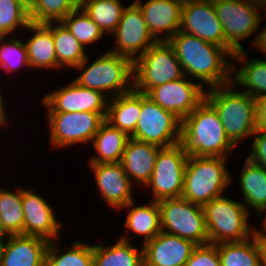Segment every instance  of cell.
Listing matches in <instances>:
<instances>
[{
  "instance_id": "27",
  "label": "cell",
  "mask_w": 266,
  "mask_h": 266,
  "mask_svg": "<svg viewBox=\"0 0 266 266\" xmlns=\"http://www.w3.org/2000/svg\"><path fill=\"white\" fill-rule=\"evenodd\" d=\"M241 174L239 175V190L243 195V204L249 209H253L258 214L266 209V169L252 163L247 157Z\"/></svg>"
},
{
  "instance_id": "23",
  "label": "cell",
  "mask_w": 266,
  "mask_h": 266,
  "mask_svg": "<svg viewBox=\"0 0 266 266\" xmlns=\"http://www.w3.org/2000/svg\"><path fill=\"white\" fill-rule=\"evenodd\" d=\"M30 37L25 43L30 69L60 70L52 30L45 23L30 22L26 27Z\"/></svg>"
},
{
  "instance_id": "1",
  "label": "cell",
  "mask_w": 266,
  "mask_h": 266,
  "mask_svg": "<svg viewBox=\"0 0 266 266\" xmlns=\"http://www.w3.org/2000/svg\"><path fill=\"white\" fill-rule=\"evenodd\" d=\"M168 42L187 77L209 88L232 82V55L224 47L182 31H178Z\"/></svg>"
},
{
  "instance_id": "19",
  "label": "cell",
  "mask_w": 266,
  "mask_h": 266,
  "mask_svg": "<svg viewBox=\"0 0 266 266\" xmlns=\"http://www.w3.org/2000/svg\"><path fill=\"white\" fill-rule=\"evenodd\" d=\"M142 247L144 266H184L197 245L161 231Z\"/></svg>"
},
{
  "instance_id": "47",
  "label": "cell",
  "mask_w": 266,
  "mask_h": 266,
  "mask_svg": "<svg viewBox=\"0 0 266 266\" xmlns=\"http://www.w3.org/2000/svg\"><path fill=\"white\" fill-rule=\"evenodd\" d=\"M256 5L260 6L262 9L266 7V0H252Z\"/></svg>"
},
{
  "instance_id": "5",
  "label": "cell",
  "mask_w": 266,
  "mask_h": 266,
  "mask_svg": "<svg viewBox=\"0 0 266 266\" xmlns=\"http://www.w3.org/2000/svg\"><path fill=\"white\" fill-rule=\"evenodd\" d=\"M224 157L188 156L184 172L182 198L204 206L224 195L232 183Z\"/></svg>"
},
{
  "instance_id": "45",
  "label": "cell",
  "mask_w": 266,
  "mask_h": 266,
  "mask_svg": "<svg viewBox=\"0 0 266 266\" xmlns=\"http://www.w3.org/2000/svg\"><path fill=\"white\" fill-rule=\"evenodd\" d=\"M11 235L7 232V230L5 229L4 225L2 224V222L0 221V242L5 243L7 241V239L10 237ZM6 240H4V239ZM5 241V242H4Z\"/></svg>"
},
{
  "instance_id": "6",
  "label": "cell",
  "mask_w": 266,
  "mask_h": 266,
  "mask_svg": "<svg viewBox=\"0 0 266 266\" xmlns=\"http://www.w3.org/2000/svg\"><path fill=\"white\" fill-rule=\"evenodd\" d=\"M210 244L242 242L252 237L254 227L248 223L251 214L241 201L226 195L203 206Z\"/></svg>"
},
{
  "instance_id": "31",
  "label": "cell",
  "mask_w": 266,
  "mask_h": 266,
  "mask_svg": "<svg viewBox=\"0 0 266 266\" xmlns=\"http://www.w3.org/2000/svg\"><path fill=\"white\" fill-rule=\"evenodd\" d=\"M59 240L49 242L45 266H93V245L77 240L59 253ZM59 251V252H58Z\"/></svg>"
},
{
  "instance_id": "20",
  "label": "cell",
  "mask_w": 266,
  "mask_h": 266,
  "mask_svg": "<svg viewBox=\"0 0 266 266\" xmlns=\"http://www.w3.org/2000/svg\"><path fill=\"white\" fill-rule=\"evenodd\" d=\"M184 0H134L142 10L148 30L157 42L169 41L180 29ZM162 34V35H161Z\"/></svg>"
},
{
  "instance_id": "30",
  "label": "cell",
  "mask_w": 266,
  "mask_h": 266,
  "mask_svg": "<svg viewBox=\"0 0 266 266\" xmlns=\"http://www.w3.org/2000/svg\"><path fill=\"white\" fill-rule=\"evenodd\" d=\"M45 24L53 33L58 66L62 69H75L87 58L86 48L79 43L62 21Z\"/></svg>"
},
{
  "instance_id": "32",
  "label": "cell",
  "mask_w": 266,
  "mask_h": 266,
  "mask_svg": "<svg viewBox=\"0 0 266 266\" xmlns=\"http://www.w3.org/2000/svg\"><path fill=\"white\" fill-rule=\"evenodd\" d=\"M106 34H113L126 6L121 0H88L80 6Z\"/></svg>"
},
{
  "instance_id": "40",
  "label": "cell",
  "mask_w": 266,
  "mask_h": 266,
  "mask_svg": "<svg viewBox=\"0 0 266 266\" xmlns=\"http://www.w3.org/2000/svg\"><path fill=\"white\" fill-rule=\"evenodd\" d=\"M253 136L252 151L247 158L252 163L266 169V130H256Z\"/></svg>"
},
{
  "instance_id": "48",
  "label": "cell",
  "mask_w": 266,
  "mask_h": 266,
  "mask_svg": "<svg viewBox=\"0 0 266 266\" xmlns=\"http://www.w3.org/2000/svg\"><path fill=\"white\" fill-rule=\"evenodd\" d=\"M4 243L0 242V260L2 257V251H3Z\"/></svg>"
},
{
  "instance_id": "4",
  "label": "cell",
  "mask_w": 266,
  "mask_h": 266,
  "mask_svg": "<svg viewBox=\"0 0 266 266\" xmlns=\"http://www.w3.org/2000/svg\"><path fill=\"white\" fill-rule=\"evenodd\" d=\"M89 56L74 71H81L73 79L80 86L97 90L109 99L127 93L134 88L133 61L107 50L88 64ZM110 91V92H109Z\"/></svg>"
},
{
  "instance_id": "8",
  "label": "cell",
  "mask_w": 266,
  "mask_h": 266,
  "mask_svg": "<svg viewBox=\"0 0 266 266\" xmlns=\"http://www.w3.org/2000/svg\"><path fill=\"white\" fill-rule=\"evenodd\" d=\"M213 5L222 24L226 50L232 56L243 51L241 41L259 30L263 19L260 11L263 9L252 0H216L213 1Z\"/></svg>"
},
{
  "instance_id": "49",
  "label": "cell",
  "mask_w": 266,
  "mask_h": 266,
  "mask_svg": "<svg viewBox=\"0 0 266 266\" xmlns=\"http://www.w3.org/2000/svg\"><path fill=\"white\" fill-rule=\"evenodd\" d=\"M79 6H81L84 2L88 0H75Z\"/></svg>"
},
{
  "instance_id": "36",
  "label": "cell",
  "mask_w": 266,
  "mask_h": 266,
  "mask_svg": "<svg viewBox=\"0 0 266 266\" xmlns=\"http://www.w3.org/2000/svg\"><path fill=\"white\" fill-rule=\"evenodd\" d=\"M62 22L84 48L90 44H98L95 42L105 36L99 26L81 7L69 13Z\"/></svg>"
},
{
  "instance_id": "2",
  "label": "cell",
  "mask_w": 266,
  "mask_h": 266,
  "mask_svg": "<svg viewBox=\"0 0 266 266\" xmlns=\"http://www.w3.org/2000/svg\"><path fill=\"white\" fill-rule=\"evenodd\" d=\"M179 145L188 156L224 158L236 148L218 112L206 99L181 121Z\"/></svg>"
},
{
  "instance_id": "34",
  "label": "cell",
  "mask_w": 266,
  "mask_h": 266,
  "mask_svg": "<svg viewBox=\"0 0 266 266\" xmlns=\"http://www.w3.org/2000/svg\"><path fill=\"white\" fill-rule=\"evenodd\" d=\"M220 266H260L258 247L251 237L242 242L217 244Z\"/></svg>"
},
{
  "instance_id": "15",
  "label": "cell",
  "mask_w": 266,
  "mask_h": 266,
  "mask_svg": "<svg viewBox=\"0 0 266 266\" xmlns=\"http://www.w3.org/2000/svg\"><path fill=\"white\" fill-rule=\"evenodd\" d=\"M109 98L100 91L70 81L62 88L45 94L41 103L47 112H98L107 113Z\"/></svg>"
},
{
  "instance_id": "16",
  "label": "cell",
  "mask_w": 266,
  "mask_h": 266,
  "mask_svg": "<svg viewBox=\"0 0 266 266\" xmlns=\"http://www.w3.org/2000/svg\"><path fill=\"white\" fill-rule=\"evenodd\" d=\"M179 31L226 49L222 24L212 1L184 0Z\"/></svg>"
},
{
  "instance_id": "24",
  "label": "cell",
  "mask_w": 266,
  "mask_h": 266,
  "mask_svg": "<svg viewBox=\"0 0 266 266\" xmlns=\"http://www.w3.org/2000/svg\"><path fill=\"white\" fill-rule=\"evenodd\" d=\"M134 205L135 201H132L119 208L118 211L123 208L128 210L129 213L124 220L123 226L125 227L124 229L133 232L135 235L130 236L127 232V235H120L119 238L131 242V238H134L137 234L143 236L142 241L144 244L161 232L159 204L151 200L149 204Z\"/></svg>"
},
{
  "instance_id": "44",
  "label": "cell",
  "mask_w": 266,
  "mask_h": 266,
  "mask_svg": "<svg viewBox=\"0 0 266 266\" xmlns=\"http://www.w3.org/2000/svg\"><path fill=\"white\" fill-rule=\"evenodd\" d=\"M1 83V82H0ZM1 89V87H0ZM3 91L0 90V128H2V126L7 123V121L9 120L8 114H7V106L5 107V100L3 98Z\"/></svg>"
},
{
  "instance_id": "11",
  "label": "cell",
  "mask_w": 266,
  "mask_h": 266,
  "mask_svg": "<svg viewBox=\"0 0 266 266\" xmlns=\"http://www.w3.org/2000/svg\"><path fill=\"white\" fill-rule=\"evenodd\" d=\"M181 120L141 92V113L131 138L161 148L179 144Z\"/></svg>"
},
{
  "instance_id": "50",
  "label": "cell",
  "mask_w": 266,
  "mask_h": 266,
  "mask_svg": "<svg viewBox=\"0 0 266 266\" xmlns=\"http://www.w3.org/2000/svg\"><path fill=\"white\" fill-rule=\"evenodd\" d=\"M263 9H264L263 11H265V12H263V13H264V14H263V15H264L263 17H264V19H265V18H266V7H264Z\"/></svg>"
},
{
  "instance_id": "10",
  "label": "cell",
  "mask_w": 266,
  "mask_h": 266,
  "mask_svg": "<svg viewBox=\"0 0 266 266\" xmlns=\"http://www.w3.org/2000/svg\"><path fill=\"white\" fill-rule=\"evenodd\" d=\"M46 113L50 132L49 142L55 149L62 150L76 144H91L107 115L89 111Z\"/></svg>"
},
{
  "instance_id": "35",
  "label": "cell",
  "mask_w": 266,
  "mask_h": 266,
  "mask_svg": "<svg viewBox=\"0 0 266 266\" xmlns=\"http://www.w3.org/2000/svg\"><path fill=\"white\" fill-rule=\"evenodd\" d=\"M79 7L75 0H27L32 23L60 22Z\"/></svg>"
},
{
  "instance_id": "17",
  "label": "cell",
  "mask_w": 266,
  "mask_h": 266,
  "mask_svg": "<svg viewBox=\"0 0 266 266\" xmlns=\"http://www.w3.org/2000/svg\"><path fill=\"white\" fill-rule=\"evenodd\" d=\"M24 236H37L49 242L60 239L62 225L53 206L34 190L22 188Z\"/></svg>"
},
{
  "instance_id": "14",
  "label": "cell",
  "mask_w": 266,
  "mask_h": 266,
  "mask_svg": "<svg viewBox=\"0 0 266 266\" xmlns=\"http://www.w3.org/2000/svg\"><path fill=\"white\" fill-rule=\"evenodd\" d=\"M206 89L184 75L182 78L150 88L145 94L181 121L204 99Z\"/></svg>"
},
{
  "instance_id": "37",
  "label": "cell",
  "mask_w": 266,
  "mask_h": 266,
  "mask_svg": "<svg viewBox=\"0 0 266 266\" xmlns=\"http://www.w3.org/2000/svg\"><path fill=\"white\" fill-rule=\"evenodd\" d=\"M29 23L27 0H0V36H10L19 28L26 30Z\"/></svg>"
},
{
  "instance_id": "12",
  "label": "cell",
  "mask_w": 266,
  "mask_h": 266,
  "mask_svg": "<svg viewBox=\"0 0 266 266\" xmlns=\"http://www.w3.org/2000/svg\"><path fill=\"white\" fill-rule=\"evenodd\" d=\"M187 159L188 155L179 144L159 150L153 173L145 185V188H152L153 201L182 196Z\"/></svg>"
},
{
  "instance_id": "33",
  "label": "cell",
  "mask_w": 266,
  "mask_h": 266,
  "mask_svg": "<svg viewBox=\"0 0 266 266\" xmlns=\"http://www.w3.org/2000/svg\"><path fill=\"white\" fill-rule=\"evenodd\" d=\"M0 221L10 235H24L22 187L15 191L0 187Z\"/></svg>"
},
{
  "instance_id": "3",
  "label": "cell",
  "mask_w": 266,
  "mask_h": 266,
  "mask_svg": "<svg viewBox=\"0 0 266 266\" xmlns=\"http://www.w3.org/2000/svg\"><path fill=\"white\" fill-rule=\"evenodd\" d=\"M236 87L230 82L208 88L205 99L218 112L227 136L237 146L240 139L251 137L256 132L257 110L256 99Z\"/></svg>"
},
{
  "instance_id": "43",
  "label": "cell",
  "mask_w": 266,
  "mask_h": 266,
  "mask_svg": "<svg viewBox=\"0 0 266 266\" xmlns=\"http://www.w3.org/2000/svg\"><path fill=\"white\" fill-rule=\"evenodd\" d=\"M251 48L254 46L255 49L257 48V51H261L264 53V57L266 56V27L263 28V30L260 33H256L254 36V39H252Z\"/></svg>"
},
{
  "instance_id": "41",
  "label": "cell",
  "mask_w": 266,
  "mask_h": 266,
  "mask_svg": "<svg viewBox=\"0 0 266 266\" xmlns=\"http://www.w3.org/2000/svg\"><path fill=\"white\" fill-rule=\"evenodd\" d=\"M252 237L258 247L260 266H266V232L255 227Z\"/></svg>"
},
{
  "instance_id": "25",
  "label": "cell",
  "mask_w": 266,
  "mask_h": 266,
  "mask_svg": "<svg viewBox=\"0 0 266 266\" xmlns=\"http://www.w3.org/2000/svg\"><path fill=\"white\" fill-rule=\"evenodd\" d=\"M242 64L237 68L235 62ZM241 62V63H240ZM236 64V65H235ZM232 83L243 87L245 92L253 98H259L266 94V60L256 57L249 60L247 51L236 52L232 56Z\"/></svg>"
},
{
  "instance_id": "9",
  "label": "cell",
  "mask_w": 266,
  "mask_h": 266,
  "mask_svg": "<svg viewBox=\"0 0 266 266\" xmlns=\"http://www.w3.org/2000/svg\"><path fill=\"white\" fill-rule=\"evenodd\" d=\"M161 231L190 240L196 245L209 244L203 207L182 197L158 201Z\"/></svg>"
},
{
  "instance_id": "29",
  "label": "cell",
  "mask_w": 266,
  "mask_h": 266,
  "mask_svg": "<svg viewBox=\"0 0 266 266\" xmlns=\"http://www.w3.org/2000/svg\"><path fill=\"white\" fill-rule=\"evenodd\" d=\"M118 239L113 245H93V266H144L143 247Z\"/></svg>"
},
{
  "instance_id": "21",
  "label": "cell",
  "mask_w": 266,
  "mask_h": 266,
  "mask_svg": "<svg viewBox=\"0 0 266 266\" xmlns=\"http://www.w3.org/2000/svg\"><path fill=\"white\" fill-rule=\"evenodd\" d=\"M48 245L41 237L11 235L4 243L0 266H45Z\"/></svg>"
},
{
  "instance_id": "7",
  "label": "cell",
  "mask_w": 266,
  "mask_h": 266,
  "mask_svg": "<svg viewBox=\"0 0 266 266\" xmlns=\"http://www.w3.org/2000/svg\"><path fill=\"white\" fill-rule=\"evenodd\" d=\"M134 89L146 93L150 88L184 76L180 61L168 41L156 42L133 62Z\"/></svg>"
},
{
  "instance_id": "26",
  "label": "cell",
  "mask_w": 266,
  "mask_h": 266,
  "mask_svg": "<svg viewBox=\"0 0 266 266\" xmlns=\"http://www.w3.org/2000/svg\"><path fill=\"white\" fill-rule=\"evenodd\" d=\"M141 113V92L134 88L108 101L107 121L112 127L121 130L131 137Z\"/></svg>"
},
{
  "instance_id": "18",
  "label": "cell",
  "mask_w": 266,
  "mask_h": 266,
  "mask_svg": "<svg viewBox=\"0 0 266 266\" xmlns=\"http://www.w3.org/2000/svg\"><path fill=\"white\" fill-rule=\"evenodd\" d=\"M93 173L100 197L117 210L134 201L135 185L125 173L120 162L89 164Z\"/></svg>"
},
{
  "instance_id": "38",
  "label": "cell",
  "mask_w": 266,
  "mask_h": 266,
  "mask_svg": "<svg viewBox=\"0 0 266 266\" xmlns=\"http://www.w3.org/2000/svg\"><path fill=\"white\" fill-rule=\"evenodd\" d=\"M11 36H0V69L6 74L22 67L30 68L24 40Z\"/></svg>"
},
{
  "instance_id": "28",
  "label": "cell",
  "mask_w": 266,
  "mask_h": 266,
  "mask_svg": "<svg viewBox=\"0 0 266 266\" xmlns=\"http://www.w3.org/2000/svg\"><path fill=\"white\" fill-rule=\"evenodd\" d=\"M129 138L105 121L92 140L91 146H94L96 155L90 157L89 164L121 162Z\"/></svg>"
},
{
  "instance_id": "42",
  "label": "cell",
  "mask_w": 266,
  "mask_h": 266,
  "mask_svg": "<svg viewBox=\"0 0 266 266\" xmlns=\"http://www.w3.org/2000/svg\"><path fill=\"white\" fill-rule=\"evenodd\" d=\"M257 130H266V94L256 98Z\"/></svg>"
},
{
  "instance_id": "39",
  "label": "cell",
  "mask_w": 266,
  "mask_h": 266,
  "mask_svg": "<svg viewBox=\"0 0 266 266\" xmlns=\"http://www.w3.org/2000/svg\"><path fill=\"white\" fill-rule=\"evenodd\" d=\"M184 266H220L217 244L197 245Z\"/></svg>"
},
{
  "instance_id": "22",
  "label": "cell",
  "mask_w": 266,
  "mask_h": 266,
  "mask_svg": "<svg viewBox=\"0 0 266 266\" xmlns=\"http://www.w3.org/2000/svg\"><path fill=\"white\" fill-rule=\"evenodd\" d=\"M160 149L157 145L129 138L120 163L134 185L144 188L149 182Z\"/></svg>"
},
{
  "instance_id": "13",
  "label": "cell",
  "mask_w": 266,
  "mask_h": 266,
  "mask_svg": "<svg viewBox=\"0 0 266 266\" xmlns=\"http://www.w3.org/2000/svg\"><path fill=\"white\" fill-rule=\"evenodd\" d=\"M112 37L115 44L109 51L126 56L133 62L157 42L148 30L142 10L134 1L124 9Z\"/></svg>"
},
{
  "instance_id": "46",
  "label": "cell",
  "mask_w": 266,
  "mask_h": 266,
  "mask_svg": "<svg viewBox=\"0 0 266 266\" xmlns=\"http://www.w3.org/2000/svg\"><path fill=\"white\" fill-rule=\"evenodd\" d=\"M262 213H265V214L263 215V217H264L263 221H261L262 222L261 223L262 227L259 228V229L266 232V209Z\"/></svg>"
}]
</instances>
